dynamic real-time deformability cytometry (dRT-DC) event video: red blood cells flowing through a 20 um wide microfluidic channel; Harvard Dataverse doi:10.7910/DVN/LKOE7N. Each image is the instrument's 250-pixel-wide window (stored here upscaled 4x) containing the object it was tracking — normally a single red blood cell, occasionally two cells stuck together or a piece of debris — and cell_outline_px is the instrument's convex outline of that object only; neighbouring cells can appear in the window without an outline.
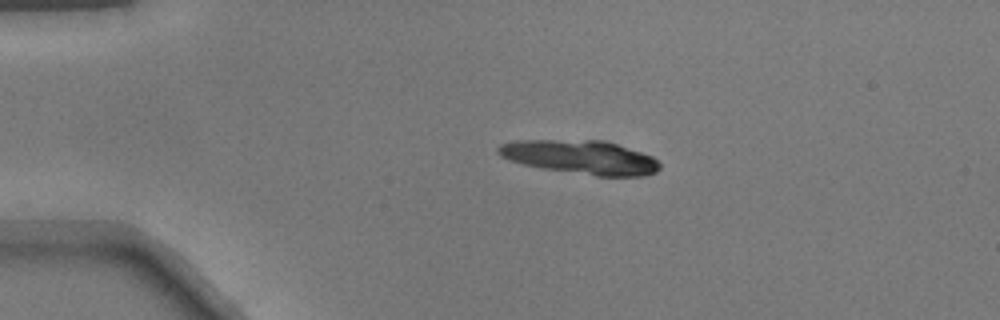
{"species": "common noctule bat (a hibernating species)", "species_latin": "Nyctalus noctula", "temperature_condition": "warm", "stored_images_in_passage": 40, "camera_frame_rate_fps": 3000, "um_per_image_px": 0.085, "animal": {"sex": "male", "body_mass_g": 17.9}, "frame": {"image": 1, "passage_image": 1, "time_ms": 0.0, "image_size_px": [1000, 320], "cell_outline_px": [[660, 168], [656, 172], [644, 176], [596, 176], [540, 168], [508, 160], [500, 156], [496, 152], [496, 148], [500, 144], [516, 140], [604, 140], [652, 156], [660, 164]], "centroid_in_image_um": [49.31, 13.36], "position_along_channel_um": 35.7, "area_um2": 31.91}}
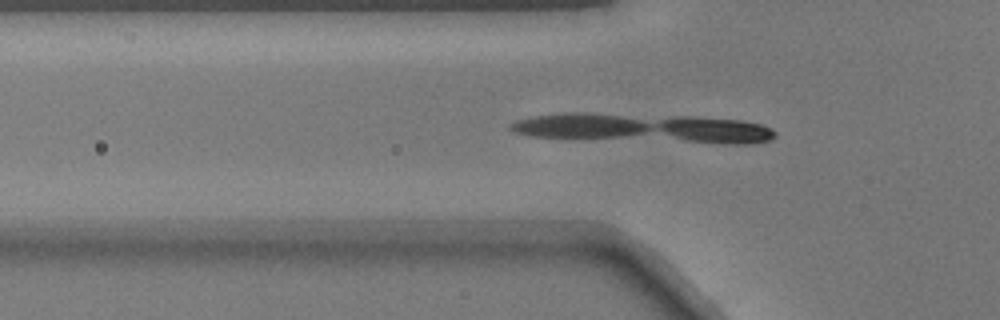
{"frame": {"image": 2, "passage_image": 7, "time_ms": 2.0, "image_size_px": [1000, 320], "cell_outline_px": [[776, 136], [768, 140], [748, 144], [724, 144], [528, 136], [512, 132], [508, 128], [508, 124], [516, 120], [536, 116], [564, 112], [580, 112], [692, 116], [740, 120], [760, 124], [776, 132]], "centroid_in_image_um": [54.64, 10.89], "position_along_channel_um": 71.2, "area_um2": 45.26}}